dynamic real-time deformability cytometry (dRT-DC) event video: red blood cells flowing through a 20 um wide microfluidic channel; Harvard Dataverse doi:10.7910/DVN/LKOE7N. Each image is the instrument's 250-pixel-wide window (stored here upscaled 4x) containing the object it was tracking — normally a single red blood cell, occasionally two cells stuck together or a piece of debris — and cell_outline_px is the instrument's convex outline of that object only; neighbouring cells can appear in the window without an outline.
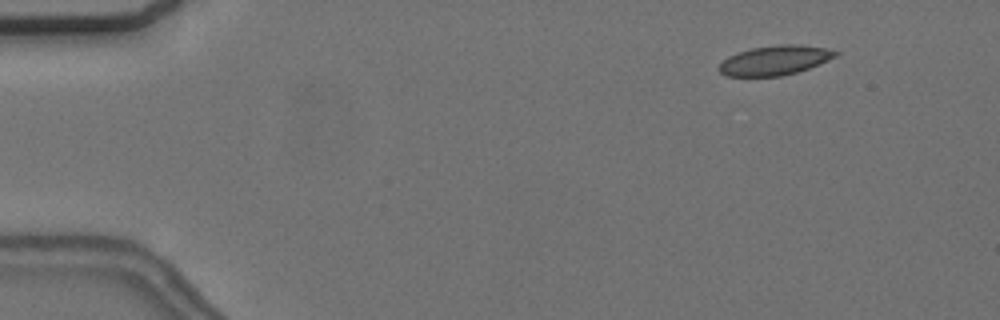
{"species": "common noctule bat (a hibernating species)", "species_latin": "Nyctalus noctula", "temperature_condition": "cold", "stored_images_in_passage": 4, "camera_frame_rate_fps": 3000, "um_per_image_px": 0.085, "animal": {"sex": "female", "body_mass_g": 24.6, "forearm_length_mm": 56.2}, "frame": {"image": 1, "passage_image": 1, "time_ms": 0.0, "image_size_px": [1000, 320], "cell_outline_px": [[840, 52], [836, 56], [828, 60], [808, 68], [796, 72], [780, 76], [728, 76], [720, 72], [716, 68], [728, 56], [736, 52], [752, 48], [780, 44], [796, 44], [824, 48]], "centroid_in_image_um": [65.82, 5.12], "position_along_channel_um": 19.2, "area_um2": 19.88}}